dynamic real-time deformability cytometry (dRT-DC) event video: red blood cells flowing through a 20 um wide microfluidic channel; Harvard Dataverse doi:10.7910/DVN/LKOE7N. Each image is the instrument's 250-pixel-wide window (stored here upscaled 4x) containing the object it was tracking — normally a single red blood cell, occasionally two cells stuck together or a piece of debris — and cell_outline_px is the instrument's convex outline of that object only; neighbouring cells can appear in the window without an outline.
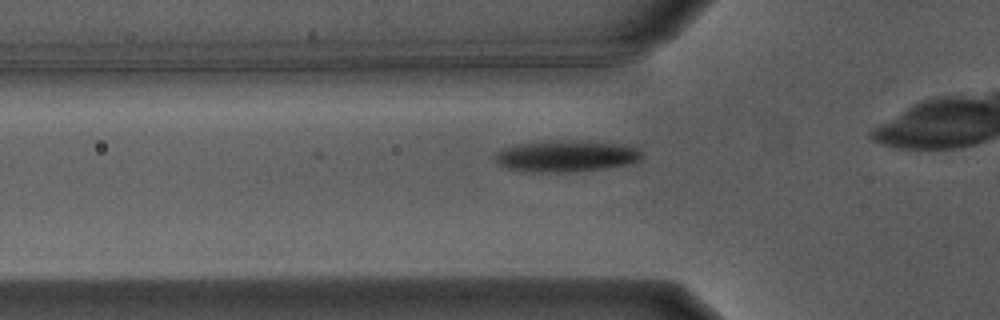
{"species": "Egyptian fruit bat (a non-hibernating species)", "species_latin": "Rousettus aegyptiacus", "temperature_condition": "warm", "stored_images_in_passage": 6, "camera_frame_rate_fps": 3000, "um_per_image_px": 0.085, "animal": {"sex": "male"}, "frame": {"image": 1, "passage_image": 3, "time_ms": 0.667, "image_size_px": [1000, 320], "cell_outline_px": [[644, 156], [640, 160], [628, 164], [604, 168], [572, 172], [532, 172], [508, 168], [500, 164], [492, 156], [500, 148], [516, 144], [548, 140], [552, 140], [612, 144], [636, 148], [644, 152]], "centroid_in_image_um": [48.05, 13.28], "position_along_channel_um": 77.7, "area_um2": 26.65}}